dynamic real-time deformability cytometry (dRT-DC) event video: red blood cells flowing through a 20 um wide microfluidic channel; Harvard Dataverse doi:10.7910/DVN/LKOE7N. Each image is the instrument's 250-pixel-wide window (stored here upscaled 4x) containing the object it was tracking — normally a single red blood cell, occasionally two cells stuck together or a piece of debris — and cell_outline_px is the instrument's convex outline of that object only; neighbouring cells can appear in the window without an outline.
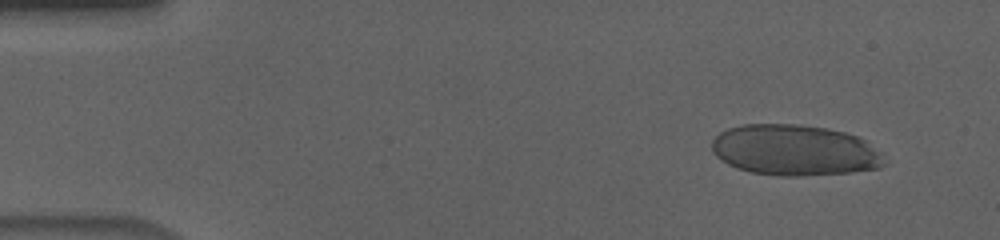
{"species": "human", "species_latin": "Homo sapiens", "temperature_condition": "cold", "stored_images_in_passage": 55, "segment_of_instrument_passage": [1, 2], "camera_frame_rate_fps": 3000, "um_per_image_px": 0.085, "donor": {"sex": "male"}, "frame": {"image": 1, "passage_image": 5, "time_ms": 1.333, "image_size_px": [1000, 240], "cell_outline_px": [[884, 164], [880, 168], [852, 172], [800, 176], [776, 176], [752, 172], [736, 168], [728, 164], [716, 156], [712, 152], [712, 140], [720, 132], [728, 128], [744, 124], [796, 124], [824, 128], [844, 132], [856, 136], [864, 140], [880, 152]], "centroid_in_image_um": [67.5, 12.77], "position_along_channel_um": 17.5, "area_um2": 50.98}}
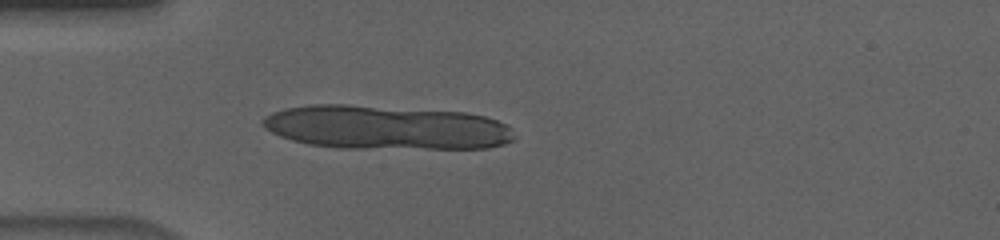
{"frame": {"image": 2, "passage_image": 16, "time_ms": 5.0, "image_size_px": [1000, 240], "cell_outline_px": [[512, 140], [504, 144], [488, 148], [336, 148], [308, 144], [292, 140], [280, 136], [264, 128], [260, 124], [260, 120], [264, 116], [272, 112], [284, 108], [312, 104], [348, 104], [464, 112], [484, 116], [496, 120], [512, 128]], "centroid_in_image_um": [32.74, 10.83], "position_along_channel_um": 52.3, "area_um2": 64.85}}